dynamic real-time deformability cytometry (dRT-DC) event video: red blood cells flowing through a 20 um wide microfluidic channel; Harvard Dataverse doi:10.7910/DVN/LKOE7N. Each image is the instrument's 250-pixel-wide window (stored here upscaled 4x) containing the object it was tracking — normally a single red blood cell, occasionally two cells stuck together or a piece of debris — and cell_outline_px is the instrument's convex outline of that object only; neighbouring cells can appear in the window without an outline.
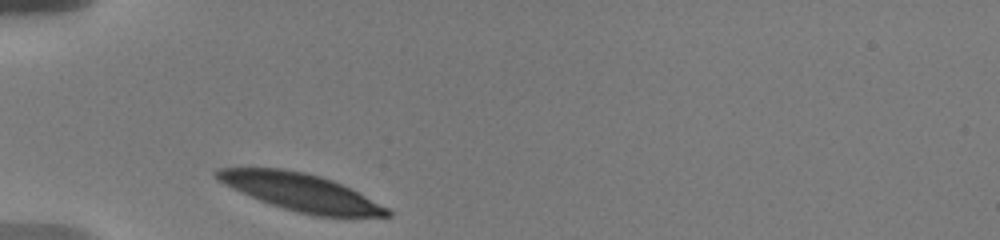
{"species": "human", "species_latin": "Homo sapiens", "temperature_condition": "warm", "stored_images_in_passage": 2, "camera_frame_rate_fps": 3000, "um_per_image_px": 0.085, "donor": {"sex": "male"}, "frame": {"image": 1, "passage_image": 1, "time_ms": 0.0, "image_size_px": [1000, 240], "cell_outline_px": [[392, 216], [312, 216], [296, 212], [260, 200], [232, 188], [216, 180], [212, 176], [212, 172], [216, 168], [280, 168], [304, 172], [320, 176], [332, 180], [388, 208], [392, 212]], "centroid_in_image_um": [25.49, 16.32], "position_along_channel_um": 59.5, "area_um2": 36.65}}